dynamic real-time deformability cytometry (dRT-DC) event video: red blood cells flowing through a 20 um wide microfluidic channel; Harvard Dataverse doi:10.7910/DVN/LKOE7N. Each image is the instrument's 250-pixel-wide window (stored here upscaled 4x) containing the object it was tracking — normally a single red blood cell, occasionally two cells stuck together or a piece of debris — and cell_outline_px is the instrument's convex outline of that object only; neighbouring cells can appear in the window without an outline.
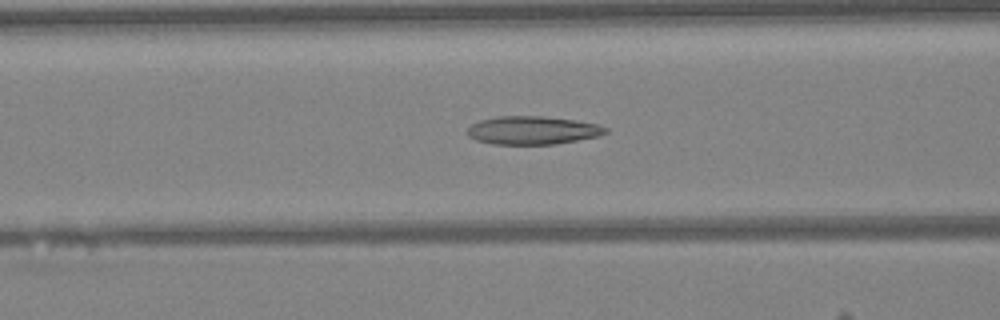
{"species": "Egyptian fruit bat (a non-hibernating species)", "species_latin": "Rousettus aegyptiacus", "temperature_condition": "warm", "stored_images_in_passage": 47, "camera_frame_rate_fps": 3000, "um_per_image_px": 0.085, "animal": {"sex": "female"}, "frame": {"image": 1, "passage_image": 19, "time_ms": 6.0, "image_size_px": [1000, 320], "cell_outline_px": [[608, 132], [600, 136], [556, 144], [492, 144], [476, 140], [468, 136], [468, 128], [472, 124], [480, 120], [500, 116], [540, 116], [576, 120], [596, 124], [608, 128]], "centroid_in_image_um": [45.29, 11.08], "position_along_channel_um": 121.3, "area_um2": 22.72}}
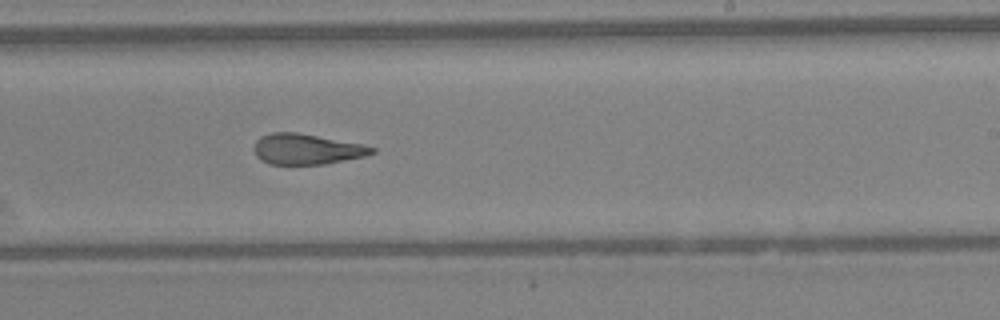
{"frame": {"image": 2, "passage_image": 29, "time_ms": 9.333, "image_size_px": [1000, 320], "cell_outline_px": [[376, 152], [368, 156], [324, 164], [268, 164], [260, 160], [256, 156], [252, 148], [256, 140], [260, 136], [272, 132], [296, 132], [360, 144], [376, 148]], "centroid_in_image_um": [26.03, 12.68], "position_along_channel_um": 263.0, "area_um2": 21.1}}
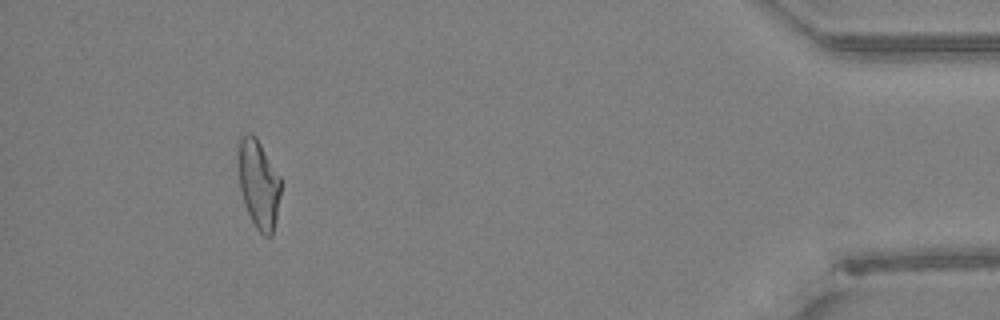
{"frame": {"image": 3, "passage_image": 44, "time_ms": 14.333, "image_size_px": [1000, 320], "cell_outline_px": [[280, 196], [276, 220], [272, 236], [264, 236], [256, 228], [244, 204], [240, 188], [240, 140], [248, 132], [252, 132], [256, 136], [280, 176]], "centroid_in_image_um": [22.02, 15.68], "position_along_channel_um": 413.2, "area_um2": 21.44}, "authors_computed_cell_mechanics": {"area_um2": 22.7732, "velocity_mm_per_s": 4.2704, "shape_relaxation_time_tau1_ms": null, "shape_relaxation_time_tau2_ms": 2.0415, "deformation_change_tau1": null, "deformation_change_tau2": 0.1084}}